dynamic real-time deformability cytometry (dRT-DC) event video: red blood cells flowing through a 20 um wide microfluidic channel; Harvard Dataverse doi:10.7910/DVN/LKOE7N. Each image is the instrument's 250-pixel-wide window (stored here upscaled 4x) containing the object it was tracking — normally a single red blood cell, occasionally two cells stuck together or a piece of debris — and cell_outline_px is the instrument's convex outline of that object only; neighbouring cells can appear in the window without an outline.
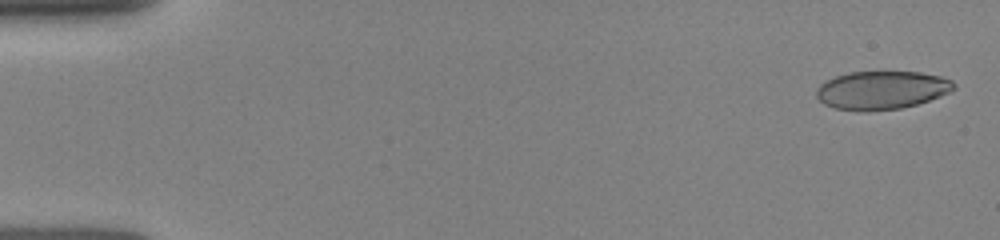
{"species": "human", "species_latin": "Homo sapiens", "temperature_condition": "room temperature", "stored_images_in_passage": 24, "camera_frame_rate_fps": 3000, "um_per_image_px": 0.085, "donor": {"sex": "female"}, "frame": {"image": 1, "passage_image": 1, "time_ms": 0.0, "image_size_px": [1000, 240], "cell_outline_px": [[956, 88], [952, 92], [916, 104], [900, 108], [868, 112], [836, 108], [824, 104], [816, 96], [816, 88], [820, 84], [836, 76], [848, 72], [920, 72], [940, 76], [952, 80], [956, 84]], "centroid_in_image_um": [74.96, 7.66], "position_along_channel_um": 10.0, "area_um2": 30.75}}
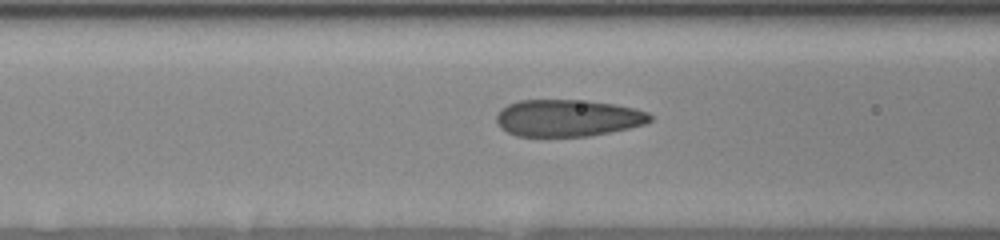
{"frame": {"image": 2, "passage_image": 17, "time_ms": 6.0, "image_size_px": [1000, 240], "cell_outline_px": [[652, 120], [644, 124], [628, 128], [588, 136], [516, 136], [500, 128], [496, 120], [496, 116], [508, 104], [520, 100], [588, 100], [616, 104], [648, 112], [652, 116]], "centroid_in_image_um": [48.27, 10.02], "position_along_channel_um": 118.3, "area_um2": 32.95}}
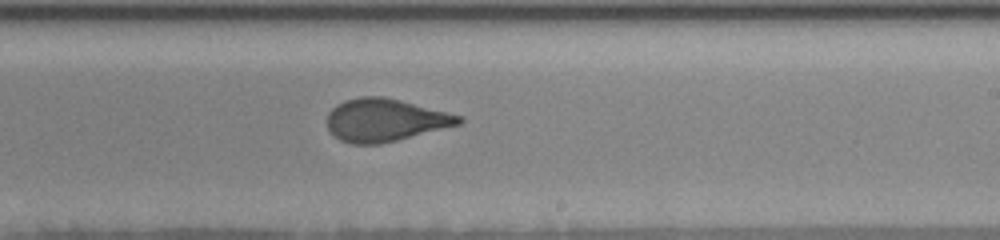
{"frame": {"image": 3, "passage_image": 24, "time_ms": 9.333, "image_size_px": [1000, 240], "cell_outline_px": [[464, 120], [460, 124], [380, 144], [352, 144], [340, 140], [328, 128], [328, 112], [336, 104], [344, 100], [360, 96], [384, 96], [464, 116]], "centroid_in_image_um": [32.73, 10.19], "position_along_channel_um": 256.3, "area_um2": 32.66}}